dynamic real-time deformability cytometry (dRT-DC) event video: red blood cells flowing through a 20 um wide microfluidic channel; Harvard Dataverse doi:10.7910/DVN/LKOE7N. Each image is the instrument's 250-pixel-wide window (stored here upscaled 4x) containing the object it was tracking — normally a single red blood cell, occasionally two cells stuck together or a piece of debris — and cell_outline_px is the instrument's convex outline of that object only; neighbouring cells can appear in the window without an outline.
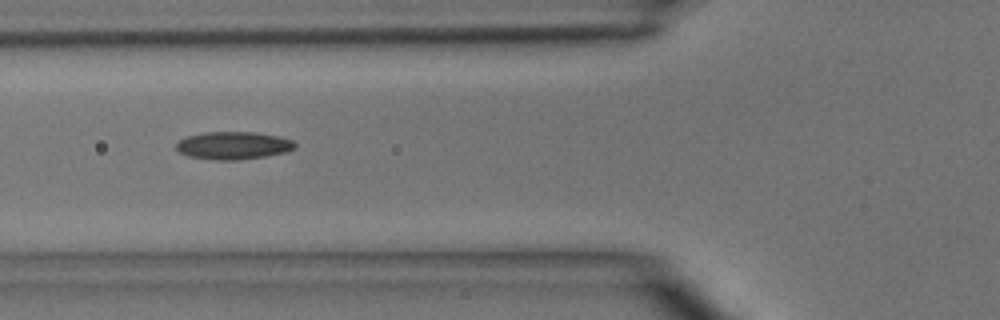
{"species": "common noctule bat (a hibernating species)", "species_latin": "Nyctalus noctula", "temperature_condition": "room temperature", "stored_images_in_passage": 5, "camera_frame_rate_fps": 3000, "um_per_image_px": 0.085, "animal": {"sex": "male", "body_mass_g": 15.6}, "frame": {"image": 1, "passage_image": 5, "time_ms": 4.667, "image_size_px": [1000, 320], "cell_outline_px": [[296, 148], [284, 152], [264, 156], [236, 160], [220, 160], [188, 156], [180, 152], [176, 148], [176, 144], [180, 140], [188, 136], [204, 132], [256, 132], [280, 136], [292, 140], [296, 144]], "centroid_in_image_um": [19.85, 12.35], "position_along_channel_um": 106.0, "area_um2": 19.02}}